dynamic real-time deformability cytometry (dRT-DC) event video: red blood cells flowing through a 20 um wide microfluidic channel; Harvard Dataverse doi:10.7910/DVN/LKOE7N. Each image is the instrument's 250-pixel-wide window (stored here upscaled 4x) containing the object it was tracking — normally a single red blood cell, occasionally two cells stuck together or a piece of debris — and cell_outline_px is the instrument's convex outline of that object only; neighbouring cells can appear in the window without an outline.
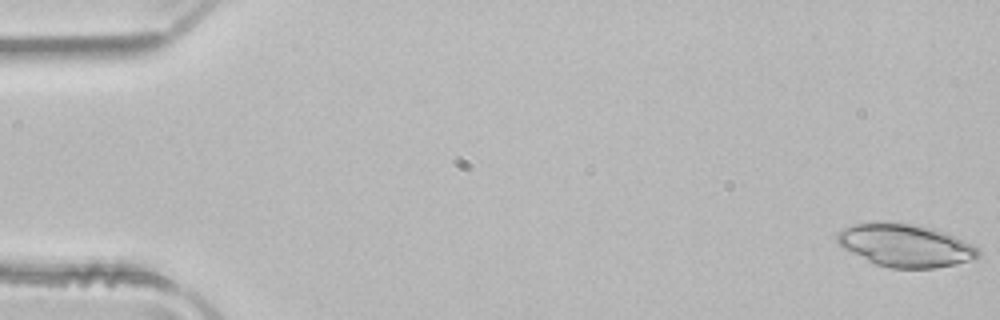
{"species": "common noctule bat (a hibernating species)", "species_latin": "Nyctalus noctula", "temperature_condition": "room temperature", "stored_images_in_passage": 50, "camera_frame_rate_fps": 3000, "um_per_image_px": 0.085, "animal": {"sex": "male", "body_mass_g": 21.5, "forearm_length_mm": 52.0}, "frame": {"image": 1, "passage_image": 1, "time_ms": 0.0, "image_size_px": [1000, 320], "cell_outline_px": [[980, 256], [976, 260], [936, 268], [892, 268], [876, 264], [844, 248], [836, 240], [836, 232], [840, 228], [852, 224], [876, 220], [916, 224], [932, 228], [944, 232], [964, 240], [972, 244], [980, 252]], "centroid_in_image_um": [76.94, 20.83], "position_along_channel_um": 8.1, "area_um2": 35.6}}